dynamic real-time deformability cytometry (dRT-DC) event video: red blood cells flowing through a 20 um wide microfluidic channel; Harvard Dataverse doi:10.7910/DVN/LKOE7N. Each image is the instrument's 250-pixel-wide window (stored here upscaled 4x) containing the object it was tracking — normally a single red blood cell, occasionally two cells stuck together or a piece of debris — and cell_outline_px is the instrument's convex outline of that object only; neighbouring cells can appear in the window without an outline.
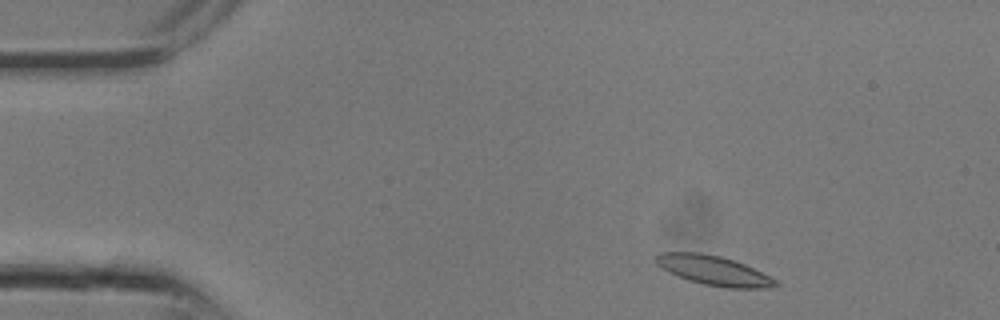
{"species": "common noctule bat (a hibernating species)", "species_latin": "Nyctalus noctula", "temperature_condition": "room temperature", "stored_images_in_passage": 8, "camera_frame_rate_fps": 3000, "um_per_image_px": 0.085, "animal": {"sex": "male", "body_mass_g": 13.3}, "frame": {"image": 1, "passage_image": 2, "time_ms": 0.333, "image_size_px": [1000, 320], "cell_outline_px": [[780, 284], [764, 288], [728, 288], [704, 284], [688, 280], [668, 272], [656, 264], [652, 260], [652, 256], [660, 252], [700, 252], [720, 256], [744, 264], [776, 280]], "centroid_in_image_um": [60.56, 22.97], "position_along_channel_um": 24.4, "area_um2": 20.52}}
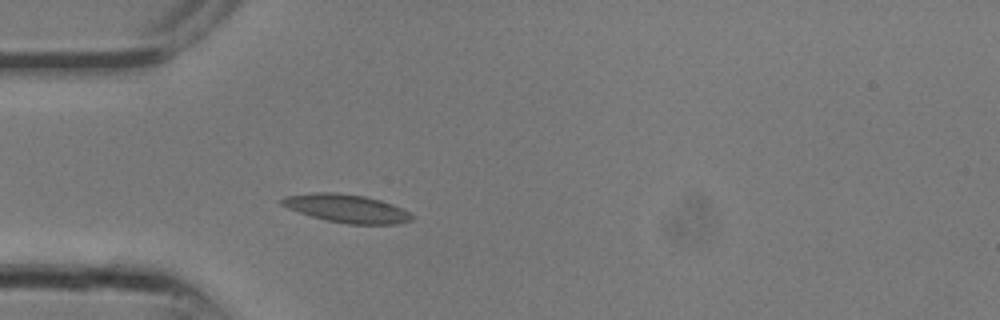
{"frame": {"image": 2, "passage_image": 6, "time_ms": 1.667, "image_size_px": [1000, 320], "cell_outline_px": [[416, 216], [412, 220], [400, 224], [348, 224], [328, 220], [312, 216], [288, 208], [280, 204], [280, 200], [284, 196], [316, 192], [336, 192], [364, 196], [380, 200], [392, 204]], "centroid_in_image_um": [29.48, 17.71], "position_along_channel_um": 55.5, "area_um2": 21.27}}
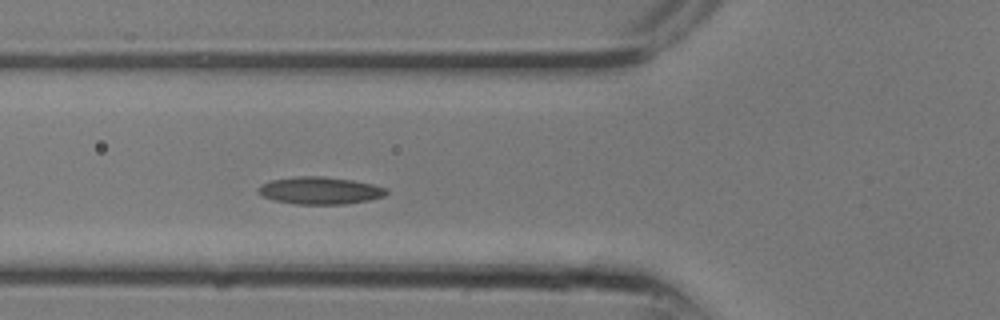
{"frame": {"image": 3, "passage_image": 8, "time_ms": 2.333, "image_size_px": [1000, 320], "cell_outline_px": [[388, 192], [384, 196], [368, 200], [344, 204], [296, 204], [272, 200], [256, 192], [256, 188], [260, 184], [272, 180], [300, 176], [324, 176], [352, 180], [372, 184], [388, 188]], "centroid_in_image_um": [27.17, 16.19], "position_along_channel_um": 98.6, "area_um2": 20.46}}